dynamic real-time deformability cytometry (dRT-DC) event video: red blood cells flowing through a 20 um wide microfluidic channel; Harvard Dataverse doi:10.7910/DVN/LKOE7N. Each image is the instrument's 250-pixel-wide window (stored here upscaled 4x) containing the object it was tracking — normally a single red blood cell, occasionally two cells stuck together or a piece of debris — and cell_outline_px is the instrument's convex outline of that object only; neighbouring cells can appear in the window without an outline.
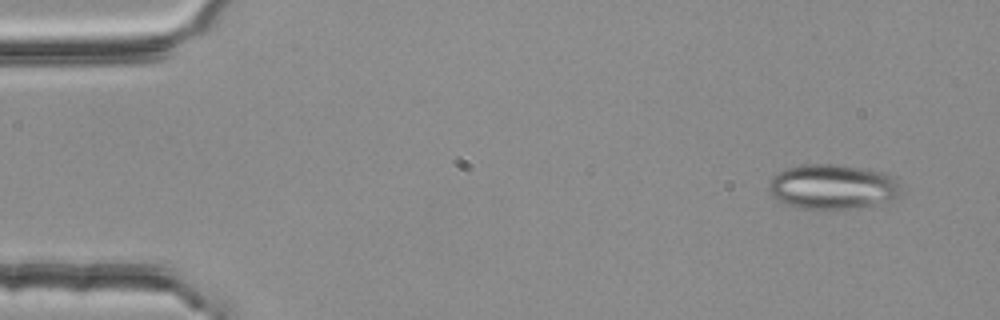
{"species": "common noctule bat (a hibernating species)", "species_latin": "Nyctalus noctula", "temperature_condition": "room temperature", "stored_images_in_passage": 3, "camera_frame_rate_fps": 3000, "um_per_image_px": 0.085, "animal": {"sex": "female", "body_mass_g": 25.1}, "frame": {"image": 1, "passage_image": 1, "time_ms": 0.0, "image_size_px": [1000, 320], "cell_outline_px": [[904, 192], [900, 196], [884, 204], [852, 208], [796, 208], [772, 196], [768, 188], [768, 184], [772, 176], [784, 168], [800, 164], [836, 164], [864, 168], [880, 172], [892, 176], [896, 180]], "centroid_in_image_um": [70.8, 15.86], "position_along_channel_um": 14.2, "area_um2": 34.91}}
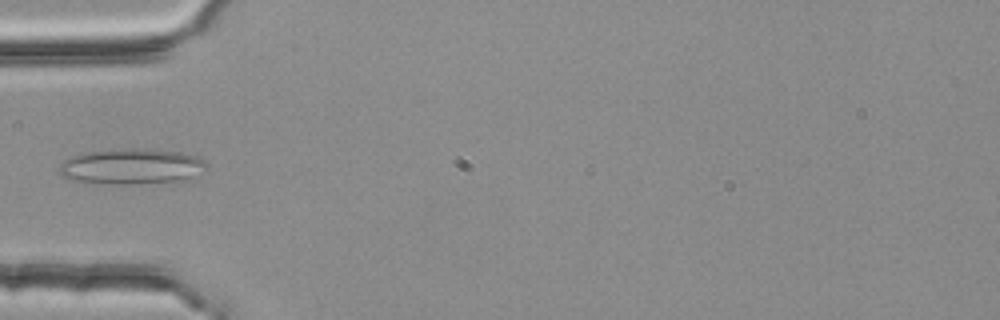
{"frame": {"image": 2, "passage_image": 3, "time_ms": 0.667, "image_size_px": [1000, 320], "cell_outline_px": [[208, 168], [184, 180], [136, 184], [112, 184], [68, 180], [60, 176], [60, 164], [64, 160], [84, 152], [120, 148], [144, 148], [180, 152], [196, 156], [204, 160], [208, 164]], "centroid_in_image_um": [11.17, 14.14], "position_along_channel_um": 73.8, "area_um2": 30.81}}